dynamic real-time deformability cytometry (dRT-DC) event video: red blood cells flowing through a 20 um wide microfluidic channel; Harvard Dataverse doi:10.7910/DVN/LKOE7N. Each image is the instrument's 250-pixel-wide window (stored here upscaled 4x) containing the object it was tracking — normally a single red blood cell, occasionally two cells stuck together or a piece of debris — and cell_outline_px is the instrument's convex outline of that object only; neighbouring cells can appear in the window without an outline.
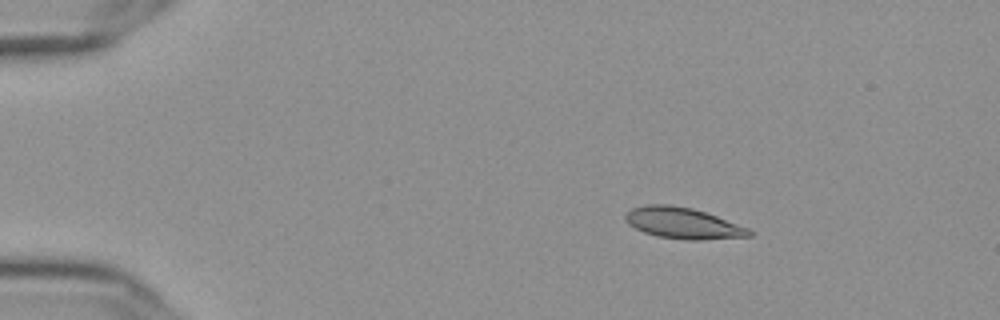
{"species": "Egyptian fruit bat (a non-hibernating species)", "species_latin": "Rousettus aegyptiacus", "temperature_condition": "cold", "stored_images_in_passage": 48, "camera_frame_rate_fps": 3000, "um_per_image_px": 0.085, "frame": {"image": 1, "passage_image": 1, "time_ms": 0.0, "image_size_px": [1000, 320], "cell_outline_px": [[752, 236], [700, 240], [684, 240], [656, 236], [644, 232], [628, 224], [624, 216], [632, 208], [648, 204], [668, 204], [692, 208], [716, 216], [748, 228], [752, 232]], "centroid_in_image_um": [58.03, 18.97], "position_along_channel_um": 27.0, "area_um2": 22.31}}
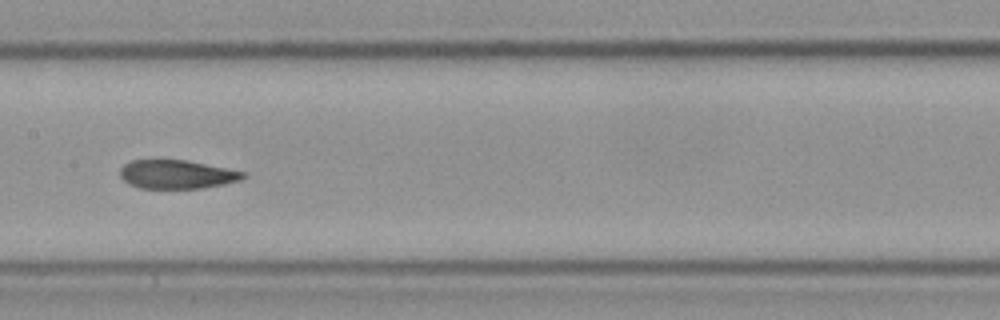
{"frame": {"image": 2, "passage_image": 21, "time_ms": 6.667, "image_size_px": [1000, 320], "cell_outline_px": [[248, 176], [240, 180], [224, 184], [204, 188], [140, 188], [128, 184], [120, 176], [120, 168], [124, 164], [132, 160], [184, 160], [244, 172]], "centroid_in_image_um": [15.0, 14.83], "position_along_channel_um": 192.4, "area_um2": 20.4}}
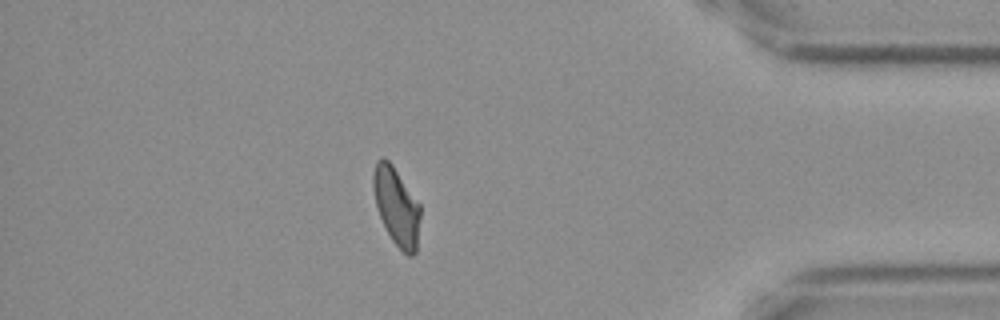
{"frame": {"image": 3, "passage_image": 41, "time_ms": 13.333, "image_size_px": [1000, 320], "cell_outline_px": [[420, 216], [416, 252], [412, 256], [408, 256], [392, 240], [380, 216], [376, 204], [372, 188], [372, 172], [376, 160], [384, 156], [392, 164], [420, 204]], "centroid_in_image_um": [33.69, 17.5], "position_along_channel_um": 401.5, "area_um2": 21.27}, "authors_computed_cell_mechanics": {"area_um2": 21.8773, "velocity_mm_per_s": 3.6336, "shape_relaxation_time_tau1_ms": null, "shape_relaxation_time_tau2_ms": 1.818, "deformation_change_tau1": null, "deformation_change_tau2": 0.0577}}